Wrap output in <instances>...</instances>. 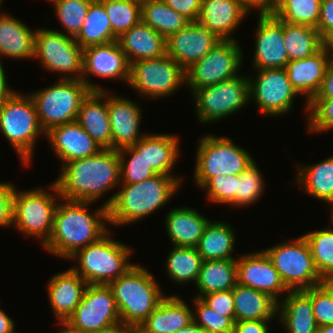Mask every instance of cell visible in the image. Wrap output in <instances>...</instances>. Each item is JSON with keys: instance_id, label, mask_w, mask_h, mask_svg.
Returning a JSON list of instances; mask_svg holds the SVG:
<instances>
[{"instance_id": "6da1fadb", "label": "cell", "mask_w": 333, "mask_h": 333, "mask_svg": "<svg viewBox=\"0 0 333 333\" xmlns=\"http://www.w3.org/2000/svg\"><path fill=\"white\" fill-rule=\"evenodd\" d=\"M55 180L62 200L95 202L121 183L118 150L102 148L97 154L62 165Z\"/></svg>"}, {"instance_id": "7a4b0ae2", "label": "cell", "mask_w": 333, "mask_h": 333, "mask_svg": "<svg viewBox=\"0 0 333 333\" xmlns=\"http://www.w3.org/2000/svg\"><path fill=\"white\" fill-rule=\"evenodd\" d=\"M63 201L57 205L53 230L43 247L57 257L68 259L109 231L105 225L108 209L101 205L94 214H89L87 207L91 202Z\"/></svg>"}, {"instance_id": "3957f363", "label": "cell", "mask_w": 333, "mask_h": 333, "mask_svg": "<svg viewBox=\"0 0 333 333\" xmlns=\"http://www.w3.org/2000/svg\"><path fill=\"white\" fill-rule=\"evenodd\" d=\"M181 181L157 174L139 183L121 184V190L102 204L108 209V224L127 225L153 214L171 200Z\"/></svg>"}, {"instance_id": "277c9868", "label": "cell", "mask_w": 333, "mask_h": 333, "mask_svg": "<svg viewBox=\"0 0 333 333\" xmlns=\"http://www.w3.org/2000/svg\"><path fill=\"white\" fill-rule=\"evenodd\" d=\"M120 314V321L139 327L166 297L152 274L140 265L132 266L108 284Z\"/></svg>"}, {"instance_id": "5b68a950", "label": "cell", "mask_w": 333, "mask_h": 333, "mask_svg": "<svg viewBox=\"0 0 333 333\" xmlns=\"http://www.w3.org/2000/svg\"><path fill=\"white\" fill-rule=\"evenodd\" d=\"M109 234L110 231L70 257L78 260L79 267L72 269L88 284L108 285L135 265L128 263L133 250L115 241Z\"/></svg>"}, {"instance_id": "8992f818", "label": "cell", "mask_w": 333, "mask_h": 333, "mask_svg": "<svg viewBox=\"0 0 333 333\" xmlns=\"http://www.w3.org/2000/svg\"><path fill=\"white\" fill-rule=\"evenodd\" d=\"M0 131L19 154L22 164L29 166L38 135L44 134L34 101L14 91L0 106Z\"/></svg>"}, {"instance_id": "52a82bcc", "label": "cell", "mask_w": 333, "mask_h": 333, "mask_svg": "<svg viewBox=\"0 0 333 333\" xmlns=\"http://www.w3.org/2000/svg\"><path fill=\"white\" fill-rule=\"evenodd\" d=\"M90 91L82 80L59 79L54 85L31 93L45 133L57 125L76 121L81 102Z\"/></svg>"}, {"instance_id": "ba28073f", "label": "cell", "mask_w": 333, "mask_h": 333, "mask_svg": "<svg viewBox=\"0 0 333 333\" xmlns=\"http://www.w3.org/2000/svg\"><path fill=\"white\" fill-rule=\"evenodd\" d=\"M195 183L202 187L210 178L218 175H239L251 165L252 156L228 137L205 135L197 148Z\"/></svg>"}, {"instance_id": "9c48e42d", "label": "cell", "mask_w": 333, "mask_h": 333, "mask_svg": "<svg viewBox=\"0 0 333 333\" xmlns=\"http://www.w3.org/2000/svg\"><path fill=\"white\" fill-rule=\"evenodd\" d=\"M48 193L42 189L17 191L13 198V227L20 233L40 238L42 246L48 241L53 230L54 214L58 200L61 199L58 187L54 182Z\"/></svg>"}, {"instance_id": "30bf717a", "label": "cell", "mask_w": 333, "mask_h": 333, "mask_svg": "<svg viewBox=\"0 0 333 333\" xmlns=\"http://www.w3.org/2000/svg\"><path fill=\"white\" fill-rule=\"evenodd\" d=\"M264 251L288 290H306L324 281L316 269L304 236H299L293 242L280 243Z\"/></svg>"}, {"instance_id": "8fae6325", "label": "cell", "mask_w": 333, "mask_h": 333, "mask_svg": "<svg viewBox=\"0 0 333 333\" xmlns=\"http://www.w3.org/2000/svg\"><path fill=\"white\" fill-rule=\"evenodd\" d=\"M198 119L201 123L217 122L239 111L250 102L249 77L241 75L214 85L195 89Z\"/></svg>"}, {"instance_id": "7c38bea8", "label": "cell", "mask_w": 333, "mask_h": 333, "mask_svg": "<svg viewBox=\"0 0 333 333\" xmlns=\"http://www.w3.org/2000/svg\"><path fill=\"white\" fill-rule=\"evenodd\" d=\"M185 70L167 54L158 58L143 59L130 63L128 85L139 96L159 98L169 96L186 84Z\"/></svg>"}, {"instance_id": "4fadbf2b", "label": "cell", "mask_w": 333, "mask_h": 333, "mask_svg": "<svg viewBox=\"0 0 333 333\" xmlns=\"http://www.w3.org/2000/svg\"><path fill=\"white\" fill-rule=\"evenodd\" d=\"M37 57L46 70L63 73L60 79L82 80L83 49L75 37L55 30L37 29L34 58Z\"/></svg>"}, {"instance_id": "5bb4252c", "label": "cell", "mask_w": 333, "mask_h": 333, "mask_svg": "<svg viewBox=\"0 0 333 333\" xmlns=\"http://www.w3.org/2000/svg\"><path fill=\"white\" fill-rule=\"evenodd\" d=\"M238 42L220 40L202 59L185 70L186 84L192 92L238 76L242 50Z\"/></svg>"}, {"instance_id": "9a60e30c", "label": "cell", "mask_w": 333, "mask_h": 333, "mask_svg": "<svg viewBox=\"0 0 333 333\" xmlns=\"http://www.w3.org/2000/svg\"><path fill=\"white\" fill-rule=\"evenodd\" d=\"M120 321V314L108 285L88 284L80 304L65 322L79 333H94Z\"/></svg>"}, {"instance_id": "2e32d148", "label": "cell", "mask_w": 333, "mask_h": 333, "mask_svg": "<svg viewBox=\"0 0 333 333\" xmlns=\"http://www.w3.org/2000/svg\"><path fill=\"white\" fill-rule=\"evenodd\" d=\"M257 77L249 78L250 100L266 115L286 114L298 93L293 89L285 68L256 70ZM255 98V99H254Z\"/></svg>"}, {"instance_id": "e0dca14e", "label": "cell", "mask_w": 333, "mask_h": 333, "mask_svg": "<svg viewBox=\"0 0 333 333\" xmlns=\"http://www.w3.org/2000/svg\"><path fill=\"white\" fill-rule=\"evenodd\" d=\"M87 74L129 82L130 63L117 40L83 49L82 81L91 91L103 90L89 82Z\"/></svg>"}, {"instance_id": "ac0fdd59", "label": "cell", "mask_w": 333, "mask_h": 333, "mask_svg": "<svg viewBox=\"0 0 333 333\" xmlns=\"http://www.w3.org/2000/svg\"><path fill=\"white\" fill-rule=\"evenodd\" d=\"M221 39L198 22L166 38L167 55L184 70L202 59Z\"/></svg>"}, {"instance_id": "d6986e66", "label": "cell", "mask_w": 333, "mask_h": 333, "mask_svg": "<svg viewBox=\"0 0 333 333\" xmlns=\"http://www.w3.org/2000/svg\"><path fill=\"white\" fill-rule=\"evenodd\" d=\"M237 283L267 293L277 302L280 294L289 291L264 250L237 259Z\"/></svg>"}, {"instance_id": "ffe728a7", "label": "cell", "mask_w": 333, "mask_h": 333, "mask_svg": "<svg viewBox=\"0 0 333 333\" xmlns=\"http://www.w3.org/2000/svg\"><path fill=\"white\" fill-rule=\"evenodd\" d=\"M258 18L253 67L256 70L285 68L289 58L283 40V21L273 14Z\"/></svg>"}, {"instance_id": "44dd1931", "label": "cell", "mask_w": 333, "mask_h": 333, "mask_svg": "<svg viewBox=\"0 0 333 333\" xmlns=\"http://www.w3.org/2000/svg\"><path fill=\"white\" fill-rule=\"evenodd\" d=\"M108 115L111 125L112 149L135 145L145 135L140 134L141 109L135 102L108 95Z\"/></svg>"}, {"instance_id": "7402d4cb", "label": "cell", "mask_w": 333, "mask_h": 333, "mask_svg": "<svg viewBox=\"0 0 333 333\" xmlns=\"http://www.w3.org/2000/svg\"><path fill=\"white\" fill-rule=\"evenodd\" d=\"M45 136L63 164L95 155L102 149L77 121L52 127Z\"/></svg>"}, {"instance_id": "603a6c76", "label": "cell", "mask_w": 333, "mask_h": 333, "mask_svg": "<svg viewBox=\"0 0 333 333\" xmlns=\"http://www.w3.org/2000/svg\"><path fill=\"white\" fill-rule=\"evenodd\" d=\"M88 283L72 268L54 275L48 283V298L60 323H65L80 304Z\"/></svg>"}, {"instance_id": "cb8c5ba5", "label": "cell", "mask_w": 333, "mask_h": 333, "mask_svg": "<svg viewBox=\"0 0 333 333\" xmlns=\"http://www.w3.org/2000/svg\"><path fill=\"white\" fill-rule=\"evenodd\" d=\"M330 58L322 47L315 54L299 60L288 61L285 70L293 89L307 97V105L319 92Z\"/></svg>"}, {"instance_id": "d4e9b609", "label": "cell", "mask_w": 333, "mask_h": 333, "mask_svg": "<svg viewBox=\"0 0 333 333\" xmlns=\"http://www.w3.org/2000/svg\"><path fill=\"white\" fill-rule=\"evenodd\" d=\"M248 13L240 0H202L197 22L221 40H233L230 35Z\"/></svg>"}, {"instance_id": "484cf974", "label": "cell", "mask_w": 333, "mask_h": 333, "mask_svg": "<svg viewBox=\"0 0 333 333\" xmlns=\"http://www.w3.org/2000/svg\"><path fill=\"white\" fill-rule=\"evenodd\" d=\"M108 94L109 92H105V89L90 91L82 100L76 119L101 148H112L111 125L108 115Z\"/></svg>"}, {"instance_id": "4316f807", "label": "cell", "mask_w": 333, "mask_h": 333, "mask_svg": "<svg viewBox=\"0 0 333 333\" xmlns=\"http://www.w3.org/2000/svg\"><path fill=\"white\" fill-rule=\"evenodd\" d=\"M282 302H278L277 316L287 333H317L311 301V288L289 290Z\"/></svg>"}, {"instance_id": "83f0119b", "label": "cell", "mask_w": 333, "mask_h": 333, "mask_svg": "<svg viewBox=\"0 0 333 333\" xmlns=\"http://www.w3.org/2000/svg\"><path fill=\"white\" fill-rule=\"evenodd\" d=\"M129 63L167 54L166 38L140 21L117 39Z\"/></svg>"}, {"instance_id": "f1b7e54d", "label": "cell", "mask_w": 333, "mask_h": 333, "mask_svg": "<svg viewBox=\"0 0 333 333\" xmlns=\"http://www.w3.org/2000/svg\"><path fill=\"white\" fill-rule=\"evenodd\" d=\"M179 138L172 134H145L132 147L140 153L156 174L171 175L179 153Z\"/></svg>"}, {"instance_id": "f546056e", "label": "cell", "mask_w": 333, "mask_h": 333, "mask_svg": "<svg viewBox=\"0 0 333 333\" xmlns=\"http://www.w3.org/2000/svg\"><path fill=\"white\" fill-rule=\"evenodd\" d=\"M193 322V312L178 296H166L139 326L140 333H174Z\"/></svg>"}, {"instance_id": "4dcf8cb0", "label": "cell", "mask_w": 333, "mask_h": 333, "mask_svg": "<svg viewBox=\"0 0 333 333\" xmlns=\"http://www.w3.org/2000/svg\"><path fill=\"white\" fill-rule=\"evenodd\" d=\"M166 230L173 245L196 248L210 220L188 207L174 208L165 218Z\"/></svg>"}, {"instance_id": "1f68e13d", "label": "cell", "mask_w": 333, "mask_h": 333, "mask_svg": "<svg viewBox=\"0 0 333 333\" xmlns=\"http://www.w3.org/2000/svg\"><path fill=\"white\" fill-rule=\"evenodd\" d=\"M35 34L24 22L0 13V57L34 58Z\"/></svg>"}, {"instance_id": "d6a6232c", "label": "cell", "mask_w": 333, "mask_h": 333, "mask_svg": "<svg viewBox=\"0 0 333 333\" xmlns=\"http://www.w3.org/2000/svg\"><path fill=\"white\" fill-rule=\"evenodd\" d=\"M232 294L235 303V322L276 318L278 302L267 293L237 283L232 289Z\"/></svg>"}, {"instance_id": "836d02e7", "label": "cell", "mask_w": 333, "mask_h": 333, "mask_svg": "<svg viewBox=\"0 0 333 333\" xmlns=\"http://www.w3.org/2000/svg\"><path fill=\"white\" fill-rule=\"evenodd\" d=\"M296 181L303 192L332 205L333 214V155L316 164L300 165Z\"/></svg>"}, {"instance_id": "e575fe53", "label": "cell", "mask_w": 333, "mask_h": 333, "mask_svg": "<svg viewBox=\"0 0 333 333\" xmlns=\"http://www.w3.org/2000/svg\"><path fill=\"white\" fill-rule=\"evenodd\" d=\"M199 294L232 290L237 284V260H206L202 262L195 283Z\"/></svg>"}, {"instance_id": "d590c367", "label": "cell", "mask_w": 333, "mask_h": 333, "mask_svg": "<svg viewBox=\"0 0 333 333\" xmlns=\"http://www.w3.org/2000/svg\"><path fill=\"white\" fill-rule=\"evenodd\" d=\"M232 228L225 222H209L196 247L203 261L236 260L232 256L236 241Z\"/></svg>"}, {"instance_id": "8d00e7d4", "label": "cell", "mask_w": 333, "mask_h": 333, "mask_svg": "<svg viewBox=\"0 0 333 333\" xmlns=\"http://www.w3.org/2000/svg\"><path fill=\"white\" fill-rule=\"evenodd\" d=\"M141 21L165 38L191 22L185 16L174 11L163 0L141 1Z\"/></svg>"}, {"instance_id": "74e56055", "label": "cell", "mask_w": 333, "mask_h": 333, "mask_svg": "<svg viewBox=\"0 0 333 333\" xmlns=\"http://www.w3.org/2000/svg\"><path fill=\"white\" fill-rule=\"evenodd\" d=\"M117 39L104 6L98 0H94L88 8L81 31L75 37L76 42L84 49Z\"/></svg>"}, {"instance_id": "f35d334b", "label": "cell", "mask_w": 333, "mask_h": 333, "mask_svg": "<svg viewBox=\"0 0 333 333\" xmlns=\"http://www.w3.org/2000/svg\"><path fill=\"white\" fill-rule=\"evenodd\" d=\"M283 40L289 61L311 56L323 47V39L316 28L285 21H283Z\"/></svg>"}, {"instance_id": "ab89813d", "label": "cell", "mask_w": 333, "mask_h": 333, "mask_svg": "<svg viewBox=\"0 0 333 333\" xmlns=\"http://www.w3.org/2000/svg\"><path fill=\"white\" fill-rule=\"evenodd\" d=\"M166 259L169 278L179 284L196 283L203 259L194 247L175 246Z\"/></svg>"}, {"instance_id": "60d3db41", "label": "cell", "mask_w": 333, "mask_h": 333, "mask_svg": "<svg viewBox=\"0 0 333 333\" xmlns=\"http://www.w3.org/2000/svg\"><path fill=\"white\" fill-rule=\"evenodd\" d=\"M321 0H279L273 15L285 22L317 29Z\"/></svg>"}, {"instance_id": "b9f144b4", "label": "cell", "mask_w": 333, "mask_h": 333, "mask_svg": "<svg viewBox=\"0 0 333 333\" xmlns=\"http://www.w3.org/2000/svg\"><path fill=\"white\" fill-rule=\"evenodd\" d=\"M111 23L113 34L118 38L141 21L139 0H98Z\"/></svg>"}, {"instance_id": "7bdbcfd3", "label": "cell", "mask_w": 333, "mask_h": 333, "mask_svg": "<svg viewBox=\"0 0 333 333\" xmlns=\"http://www.w3.org/2000/svg\"><path fill=\"white\" fill-rule=\"evenodd\" d=\"M303 236L320 276L323 279L333 277V229L310 231Z\"/></svg>"}, {"instance_id": "ee69618b", "label": "cell", "mask_w": 333, "mask_h": 333, "mask_svg": "<svg viewBox=\"0 0 333 333\" xmlns=\"http://www.w3.org/2000/svg\"><path fill=\"white\" fill-rule=\"evenodd\" d=\"M66 35L76 37L81 31L90 4L94 0H51Z\"/></svg>"}, {"instance_id": "f6af8a7d", "label": "cell", "mask_w": 333, "mask_h": 333, "mask_svg": "<svg viewBox=\"0 0 333 333\" xmlns=\"http://www.w3.org/2000/svg\"><path fill=\"white\" fill-rule=\"evenodd\" d=\"M264 186V180L254 161L245 171L237 175L235 206L243 207L254 204L262 196Z\"/></svg>"}, {"instance_id": "bcb514c9", "label": "cell", "mask_w": 333, "mask_h": 333, "mask_svg": "<svg viewBox=\"0 0 333 333\" xmlns=\"http://www.w3.org/2000/svg\"><path fill=\"white\" fill-rule=\"evenodd\" d=\"M120 159V184L139 183L157 175L154 170L147 164L143 156L138 153L132 146L118 150ZM130 156L128 161L124 157Z\"/></svg>"}, {"instance_id": "7dc6e473", "label": "cell", "mask_w": 333, "mask_h": 333, "mask_svg": "<svg viewBox=\"0 0 333 333\" xmlns=\"http://www.w3.org/2000/svg\"><path fill=\"white\" fill-rule=\"evenodd\" d=\"M196 315L193 321L207 333H233L235 317H224L208 307L200 298H194Z\"/></svg>"}, {"instance_id": "c3c4849f", "label": "cell", "mask_w": 333, "mask_h": 333, "mask_svg": "<svg viewBox=\"0 0 333 333\" xmlns=\"http://www.w3.org/2000/svg\"><path fill=\"white\" fill-rule=\"evenodd\" d=\"M310 132H327L333 129V98H314L306 104Z\"/></svg>"}, {"instance_id": "681fc988", "label": "cell", "mask_w": 333, "mask_h": 333, "mask_svg": "<svg viewBox=\"0 0 333 333\" xmlns=\"http://www.w3.org/2000/svg\"><path fill=\"white\" fill-rule=\"evenodd\" d=\"M237 175H218L210 178L201 188L207 191V199L213 203L235 206Z\"/></svg>"}, {"instance_id": "f907efd6", "label": "cell", "mask_w": 333, "mask_h": 333, "mask_svg": "<svg viewBox=\"0 0 333 333\" xmlns=\"http://www.w3.org/2000/svg\"><path fill=\"white\" fill-rule=\"evenodd\" d=\"M311 301L317 326L333 324V295L323 284L311 287Z\"/></svg>"}, {"instance_id": "816d5d0a", "label": "cell", "mask_w": 333, "mask_h": 333, "mask_svg": "<svg viewBox=\"0 0 333 333\" xmlns=\"http://www.w3.org/2000/svg\"><path fill=\"white\" fill-rule=\"evenodd\" d=\"M208 307L224 317H235L232 290L208 293L200 298Z\"/></svg>"}, {"instance_id": "f5cc1de1", "label": "cell", "mask_w": 333, "mask_h": 333, "mask_svg": "<svg viewBox=\"0 0 333 333\" xmlns=\"http://www.w3.org/2000/svg\"><path fill=\"white\" fill-rule=\"evenodd\" d=\"M15 186L11 183L0 182V226L13 225V198Z\"/></svg>"}, {"instance_id": "db71d44e", "label": "cell", "mask_w": 333, "mask_h": 333, "mask_svg": "<svg viewBox=\"0 0 333 333\" xmlns=\"http://www.w3.org/2000/svg\"><path fill=\"white\" fill-rule=\"evenodd\" d=\"M169 7L185 16L191 22H197L202 0H163Z\"/></svg>"}, {"instance_id": "11a10c76", "label": "cell", "mask_w": 333, "mask_h": 333, "mask_svg": "<svg viewBox=\"0 0 333 333\" xmlns=\"http://www.w3.org/2000/svg\"><path fill=\"white\" fill-rule=\"evenodd\" d=\"M317 30L322 39L333 31V0H321Z\"/></svg>"}, {"instance_id": "9f6ffc18", "label": "cell", "mask_w": 333, "mask_h": 333, "mask_svg": "<svg viewBox=\"0 0 333 333\" xmlns=\"http://www.w3.org/2000/svg\"><path fill=\"white\" fill-rule=\"evenodd\" d=\"M269 320H246L234 324L233 333H269Z\"/></svg>"}, {"instance_id": "6f0895ef", "label": "cell", "mask_w": 333, "mask_h": 333, "mask_svg": "<svg viewBox=\"0 0 333 333\" xmlns=\"http://www.w3.org/2000/svg\"><path fill=\"white\" fill-rule=\"evenodd\" d=\"M279 0H240L242 6L250 13L251 8H258L259 15L273 14Z\"/></svg>"}, {"instance_id": "680465c9", "label": "cell", "mask_w": 333, "mask_h": 333, "mask_svg": "<svg viewBox=\"0 0 333 333\" xmlns=\"http://www.w3.org/2000/svg\"><path fill=\"white\" fill-rule=\"evenodd\" d=\"M314 98H333V60L331 59L326 68L321 88Z\"/></svg>"}, {"instance_id": "91938a15", "label": "cell", "mask_w": 333, "mask_h": 333, "mask_svg": "<svg viewBox=\"0 0 333 333\" xmlns=\"http://www.w3.org/2000/svg\"><path fill=\"white\" fill-rule=\"evenodd\" d=\"M94 333H140L139 327L118 321Z\"/></svg>"}, {"instance_id": "94428289", "label": "cell", "mask_w": 333, "mask_h": 333, "mask_svg": "<svg viewBox=\"0 0 333 333\" xmlns=\"http://www.w3.org/2000/svg\"><path fill=\"white\" fill-rule=\"evenodd\" d=\"M4 67L2 62H0V106L4 103V101L14 92V90L9 87L6 81V76L4 72Z\"/></svg>"}, {"instance_id": "6125c7cd", "label": "cell", "mask_w": 333, "mask_h": 333, "mask_svg": "<svg viewBox=\"0 0 333 333\" xmlns=\"http://www.w3.org/2000/svg\"><path fill=\"white\" fill-rule=\"evenodd\" d=\"M14 326L15 323L12 318L7 316V314L0 309V333H18L14 330Z\"/></svg>"}, {"instance_id": "be15d7a7", "label": "cell", "mask_w": 333, "mask_h": 333, "mask_svg": "<svg viewBox=\"0 0 333 333\" xmlns=\"http://www.w3.org/2000/svg\"><path fill=\"white\" fill-rule=\"evenodd\" d=\"M174 333H207L201 326L197 325L194 321L188 326L183 327Z\"/></svg>"}, {"instance_id": "e7e4bbea", "label": "cell", "mask_w": 333, "mask_h": 333, "mask_svg": "<svg viewBox=\"0 0 333 333\" xmlns=\"http://www.w3.org/2000/svg\"><path fill=\"white\" fill-rule=\"evenodd\" d=\"M323 47L325 48L329 58L333 60V31L330 32L324 39H323ZM332 51V52H331Z\"/></svg>"}, {"instance_id": "03108f58", "label": "cell", "mask_w": 333, "mask_h": 333, "mask_svg": "<svg viewBox=\"0 0 333 333\" xmlns=\"http://www.w3.org/2000/svg\"><path fill=\"white\" fill-rule=\"evenodd\" d=\"M322 284L332 293L333 295V277L324 279Z\"/></svg>"}, {"instance_id": "003e7915", "label": "cell", "mask_w": 333, "mask_h": 333, "mask_svg": "<svg viewBox=\"0 0 333 333\" xmlns=\"http://www.w3.org/2000/svg\"><path fill=\"white\" fill-rule=\"evenodd\" d=\"M317 333H333V324L319 326Z\"/></svg>"}, {"instance_id": "a7ac6f4b", "label": "cell", "mask_w": 333, "mask_h": 333, "mask_svg": "<svg viewBox=\"0 0 333 333\" xmlns=\"http://www.w3.org/2000/svg\"><path fill=\"white\" fill-rule=\"evenodd\" d=\"M59 324L62 325V330H60L59 333H79V332L71 329L66 323H59Z\"/></svg>"}, {"instance_id": "89a4df30", "label": "cell", "mask_w": 333, "mask_h": 333, "mask_svg": "<svg viewBox=\"0 0 333 333\" xmlns=\"http://www.w3.org/2000/svg\"><path fill=\"white\" fill-rule=\"evenodd\" d=\"M331 217H332V218H331V222H333V214H331ZM332 224H333V223H332Z\"/></svg>"}]
</instances>
